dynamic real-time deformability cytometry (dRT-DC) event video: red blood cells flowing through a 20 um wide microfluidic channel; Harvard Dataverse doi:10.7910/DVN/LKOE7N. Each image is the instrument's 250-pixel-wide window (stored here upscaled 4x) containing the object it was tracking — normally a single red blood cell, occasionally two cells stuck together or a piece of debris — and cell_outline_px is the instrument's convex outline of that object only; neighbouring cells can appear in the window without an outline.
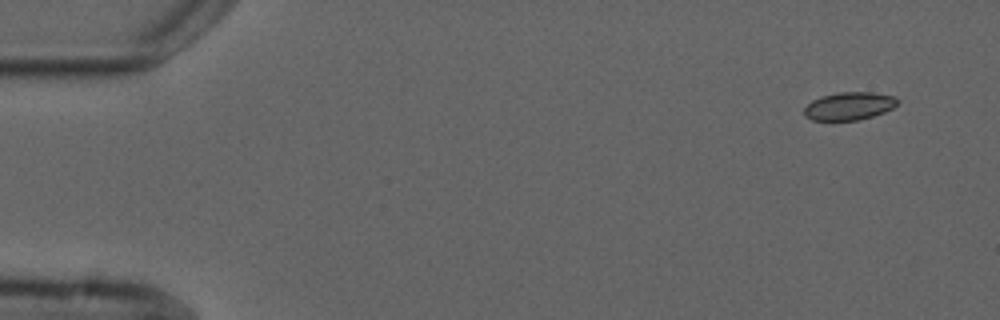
{"species": "common noctule bat (a hibernating species)", "species_latin": "Nyctalus noctula", "temperature_condition": "cold", "stored_images_in_passage": 6, "segment_of_instrument_passage": [2, 2], "camera_frame_rate_fps": 3000, "um_per_image_px": 0.085, "animal": {"sex": "male", "forearm_length_mm": 52.5}, "frame": {"image": 1, "passage_image": 6, "time_ms": 6.667, "image_size_px": [1000, 320], "cell_outline_px": [[900, 100], [892, 108], [884, 112], [872, 116], [856, 120], [812, 120], [804, 116], [804, 108], [812, 100], [824, 96], [840, 92], [872, 92], [892, 96]], "centroid_in_image_um": [72.16, 9.01], "position_along_channel_um": 12.8, "area_um2": 14.97}}